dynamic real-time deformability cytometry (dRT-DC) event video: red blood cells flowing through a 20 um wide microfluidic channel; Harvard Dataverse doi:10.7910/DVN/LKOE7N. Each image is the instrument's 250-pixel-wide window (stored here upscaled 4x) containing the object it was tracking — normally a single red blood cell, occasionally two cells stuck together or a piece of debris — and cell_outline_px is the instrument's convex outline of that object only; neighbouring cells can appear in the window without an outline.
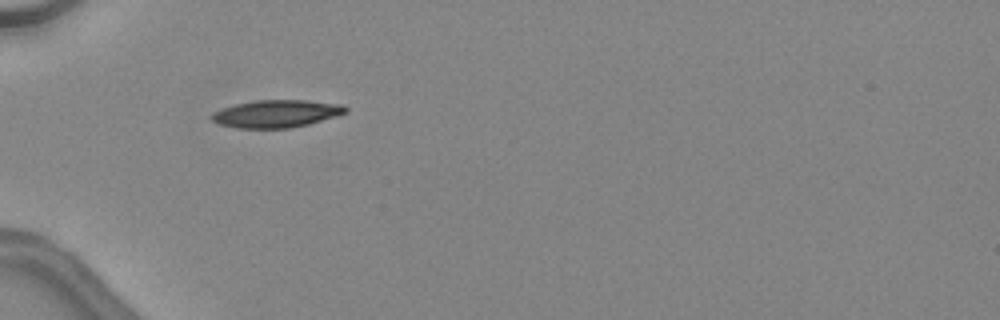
{"species": "common noctule bat (a hibernating species)", "species_latin": "Nyctalus noctula", "temperature_condition": "warm", "stored_images_in_passage": 10, "camera_frame_rate_fps": 3000, "um_per_image_px": 0.085, "animal": {"sex": "female", "body_mass_g": 24.6, "forearm_length_mm": 56.2}, "frame": {"image": 1, "passage_image": 1, "time_ms": 0.0, "image_size_px": [1000, 320], "cell_outline_px": [[348, 112], [336, 116], [308, 124], [288, 128], [236, 128], [220, 124], [212, 120], [208, 116], [212, 112], [220, 108], [236, 104], [256, 100], [304, 100], [344, 104], [348, 108]], "centroid_in_image_um": [23.47, 9.66], "position_along_channel_um": 61.5, "area_um2": 21.62}}
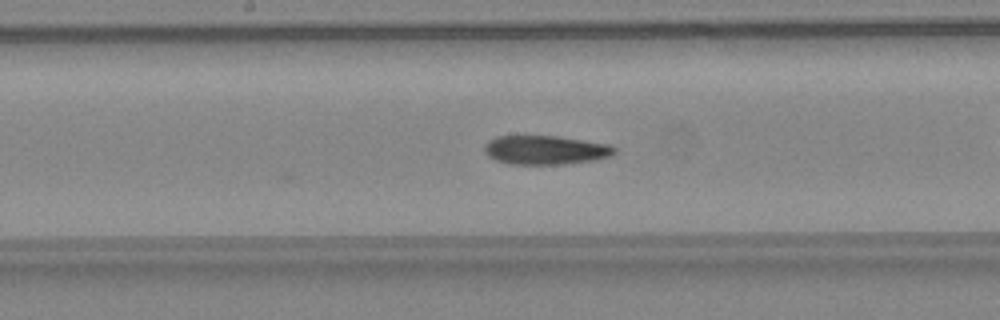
{"frame": {"image": 2, "passage_image": 8, "time_ms": 2.333, "image_size_px": [1000, 320], "cell_outline_px": [[616, 152], [612, 156], [596, 160], [564, 164], [508, 164], [496, 160], [488, 156], [484, 152], [484, 144], [488, 140], [496, 136], [556, 136], [608, 144], [616, 148]], "centroid_in_image_um": [46.35, 12.75], "position_along_channel_um": 201.9, "area_um2": 22.08}}